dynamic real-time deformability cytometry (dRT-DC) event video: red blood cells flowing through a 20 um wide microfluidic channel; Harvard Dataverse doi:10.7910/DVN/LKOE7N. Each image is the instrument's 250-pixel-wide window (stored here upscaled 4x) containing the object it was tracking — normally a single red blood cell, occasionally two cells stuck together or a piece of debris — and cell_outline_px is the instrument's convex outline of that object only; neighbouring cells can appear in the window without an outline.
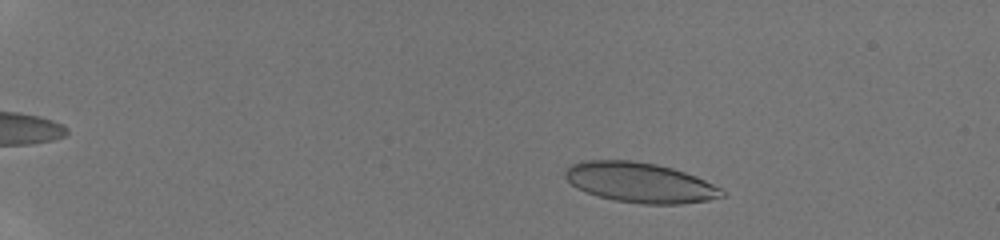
{"species": "human", "species_latin": "Homo sapiens", "temperature_condition": "room temperature", "stored_images_in_passage": 49, "camera_frame_rate_fps": 3000, "um_per_image_px": 0.085, "donor": {"sex": "male"}, "frame": {"image": 1, "passage_image": 8, "time_ms": 2.333, "image_size_px": [1000, 240], "cell_outline_px": [[724, 196], [708, 200], [680, 204], [644, 204], [616, 200], [600, 196], [576, 188], [564, 176], [564, 172], [572, 164], [584, 160], [632, 160], [656, 164], [672, 168], [696, 176], [720, 188], [724, 192]], "centroid_in_image_um": [54.39, 15.51], "position_along_channel_um": 30.6, "area_um2": 36.24}}
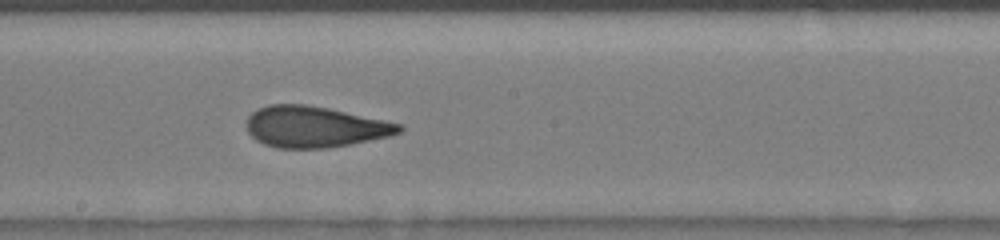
{"frame": {"image": 2, "passage_image": 30, "time_ms": 9.667, "image_size_px": [1000, 240], "cell_outline_px": [[404, 128], [400, 132], [388, 136], [328, 148], [276, 148], [264, 144], [256, 140], [248, 132], [248, 116], [252, 112], [268, 104], [304, 104], [328, 108], [384, 120], [400, 124]], "centroid_in_image_um": [26.72, 10.78], "position_along_channel_um": 221.5, "area_um2": 36.18}}
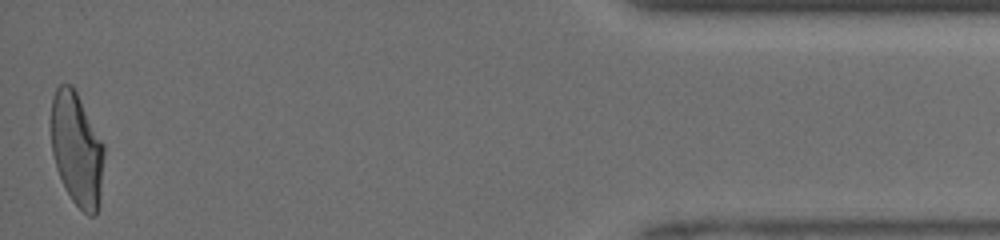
{"frame": {"image": 3, "passage_image": 49, "time_ms": 16.0, "image_size_px": [1000, 240], "cell_outline_px": [[104, 156], [100, 196], [96, 216], [88, 216], [72, 200], [56, 168], [52, 152], [52, 96], [56, 88], [60, 84], [72, 84], [104, 144]], "centroid_in_image_um": [6.54, 12.68], "position_along_channel_um": 428.7, "area_um2": 34.68}, "authors_computed_cell_mechanics": {"area_um2": 36.2406, "velocity_mm_per_s": 4.2452, "shape_relaxation_time_tau1_ms": 6.877, "shape_relaxation_time_tau2_ms": 1.1518, "deformation_change_tau1": 0.2291, "deformation_change_tau2": 0.0872}}